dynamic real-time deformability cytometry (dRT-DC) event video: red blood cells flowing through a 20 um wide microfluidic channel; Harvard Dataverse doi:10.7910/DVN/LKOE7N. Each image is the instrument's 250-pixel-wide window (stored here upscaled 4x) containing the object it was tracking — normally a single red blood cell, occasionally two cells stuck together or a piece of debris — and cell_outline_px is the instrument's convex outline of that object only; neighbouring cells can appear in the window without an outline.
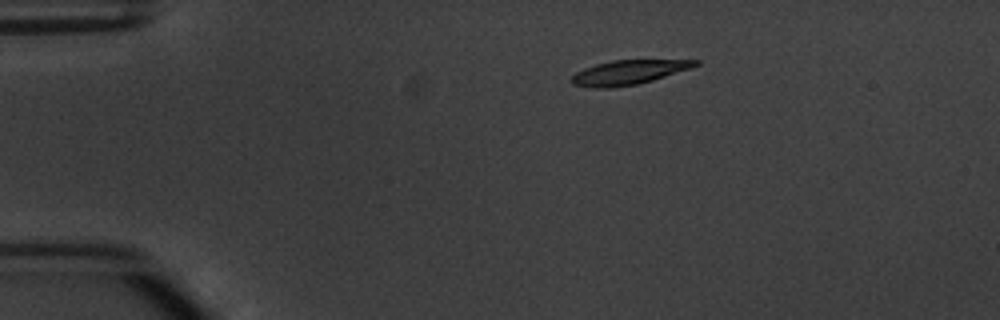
{"species": "common noctule bat (a hibernating species)", "species_latin": "Nyctalus noctula", "temperature_condition": "warm", "stored_images_in_passage": 5, "camera_frame_rate_fps": 3000, "um_per_image_px": 0.085, "animal": {"sex": "male", "body_mass_g": 20.1, "forearm_length_mm": 53.5}, "frame": {"image": 1, "passage_image": 1, "time_ms": 0.0, "image_size_px": [1000, 320], "cell_outline_px": [[700, 64], [692, 68], [652, 80], [636, 84], [608, 88], [592, 88], [572, 84], [568, 80], [576, 72], [584, 68], [596, 64], [612, 60], [700, 60]], "centroid_in_image_um": [53.4, 6.15], "position_along_channel_um": 31.6, "area_um2": 17.57}}
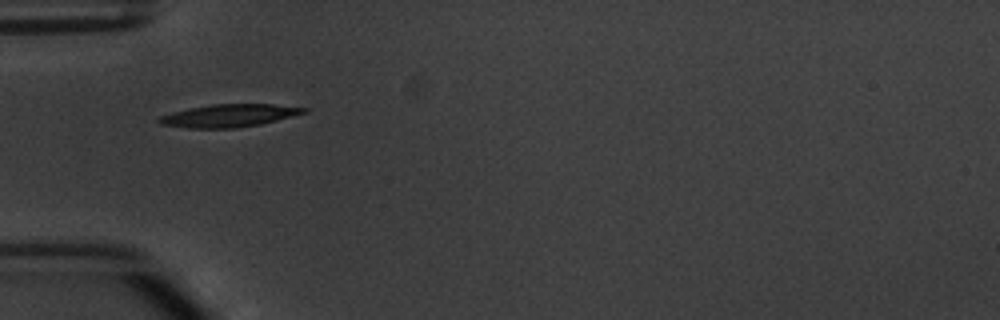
{"frame": {"image": 2, "passage_image": 3, "time_ms": 2.333, "image_size_px": [1000, 320], "cell_outline_px": [[308, 112], [260, 124], [236, 128], [188, 128], [160, 124], [156, 120], [160, 116], [172, 112], [188, 108], [212, 104], [272, 104], [308, 108]], "centroid_in_image_um": [19.44, 9.82], "position_along_channel_um": 65.6, "area_um2": 19.13}}